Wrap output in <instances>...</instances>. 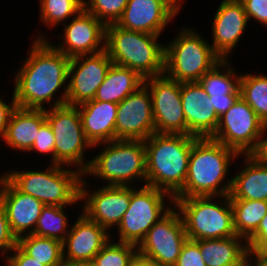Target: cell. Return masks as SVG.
Segmentation results:
<instances>
[{"mask_svg": "<svg viewBox=\"0 0 267 266\" xmlns=\"http://www.w3.org/2000/svg\"><path fill=\"white\" fill-rule=\"evenodd\" d=\"M29 55L15 75L14 98L17 107L46 109L59 88L64 86L61 97L54 99L50 107L66 104L68 66L70 57L58 51L48 38L39 35L33 40ZM44 104V105H43Z\"/></svg>", "mask_w": 267, "mask_h": 266, "instance_id": "obj_1", "label": "cell"}, {"mask_svg": "<svg viewBox=\"0 0 267 266\" xmlns=\"http://www.w3.org/2000/svg\"><path fill=\"white\" fill-rule=\"evenodd\" d=\"M239 156L235 150L210 137L197 138L192 144L186 182L174 197L229 195L232 178H225L231 160Z\"/></svg>", "mask_w": 267, "mask_h": 266, "instance_id": "obj_2", "label": "cell"}, {"mask_svg": "<svg viewBox=\"0 0 267 266\" xmlns=\"http://www.w3.org/2000/svg\"><path fill=\"white\" fill-rule=\"evenodd\" d=\"M197 138L193 135L155 132L146 139V185L174 197L186 182L189 156Z\"/></svg>", "mask_w": 267, "mask_h": 266, "instance_id": "obj_3", "label": "cell"}, {"mask_svg": "<svg viewBox=\"0 0 267 266\" xmlns=\"http://www.w3.org/2000/svg\"><path fill=\"white\" fill-rule=\"evenodd\" d=\"M160 36L109 24L105 50L113 64L130 68L144 79L159 76L164 74L165 56V45L158 41Z\"/></svg>", "mask_w": 267, "mask_h": 266, "instance_id": "obj_4", "label": "cell"}, {"mask_svg": "<svg viewBox=\"0 0 267 266\" xmlns=\"http://www.w3.org/2000/svg\"><path fill=\"white\" fill-rule=\"evenodd\" d=\"M4 176L22 193L48 206L75 205L80 200L84 174L72 168L50 164L46 170L6 171Z\"/></svg>", "mask_w": 267, "mask_h": 266, "instance_id": "obj_5", "label": "cell"}, {"mask_svg": "<svg viewBox=\"0 0 267 266\" xmlns=\"http://www.w3.org/2000/svg\"><path fill=\"white\" fill-rule=\"evenodd\" d=\"M173 198L174 206L183 219L188 239H221L236 235L229 195L218 196L217 203L216 196ZM220 198L223 199L221 202Z\"/></svg>", "mask_w": 267, "mask_h": 266, "instance_id": "obj_6", "label": "cell"}, {"mask_svg": "<svg viewBox=\"0 0 267 266\" xmlns=\"http://www.w3.org/2000/svg\"><path fill=\"white\" fill-rule=\"evenodd\" d=\"M102 144L105 148L91 159L84 175L103 179L105 185L132 186L137 181L146 185L144 141L113 140Z\"/></svg>", "mask_w": 267, "mask_h": 266, "instance_id": "obj_7", "label": "cell"}, {"mask_svg": "<svg viewBox=\"0 0 267 266\" xmlns=\"http://www.w3.org/2000/svg\"><path fill=\"white\" fill-rule=\"evenodd\" d=\"M165 45L164 74L180 83L199 82L222 58L194 28H183Z\"/></svg>", "mask_w": 267, "mask_h": 266, "instance_id": "obj_8", "label": "cell"}, {"mask_svg": "<svg viewBox=\"0 0 267 266\" xmlns=\"http://www.w3.org/2000/svg\"><path fill=\"white\" fill-rule=\"evenodd\" d=\"M45 109L46 120L55 137V164L85 173L91 160L84 162L85 150L93 147L87 140L77 106L62 105Z\"/></svg>", "mask_w": 267, "mask_h": 266, "instance_id": "obj_9", "label": "cell"}, {"mask_svg": "<svg viewBox=\"0 0 267 266\" xmlns=\"http://www.w3.org/2000/svg\"><path fill=\"white\" fill-rule=\"evenodd\" d=\"M165 197L174 205V198L167 192L148 185L131 187L129 208L118 225L119 242L138 246L149 229L172 207L166 206Z\"/></svg>", "mask_w": 267, "mask_h": 266, "instance_id": "obj_10", "label": "cell"}, {"mask_svg": "<svg viewBox=\"0 0 267 266\" xmlns=\"http://www.w3.org/2000/svg\"><path fill=\"white\" fill-rule=\"evenodd\" d=\"M265 124L247 102L239 97L230 109L219 117L215 133L210 137L239 155H249L257 147Z\"/></svg>", "mask_w": 267, "mask_h": 266, "instance_id": "obj_11", "label": "cell"}, {"mask_svg": "<svg viewBox=\"0 0 267 266\" xmlns=\"http://www.w3.org/2000/svg\"><path fill=\"white\" fill-rule=\"evenodd\" d=\"M187 239L181 214L173 206L149 229L137 251L162 266H174Z\"/></svg>", "mask_w": 267, "mask_h": 266, "instance_id": "obj_12", "label": "cell"}, {"mask_svg": "<svg viewBox=\"0 0 267 266\" xmlns=\"http://www.w3.org/2000/svg\"><path fill=\"white\" fill-rule=\"evenodd\" d=\"M149 88L156 133L186 134L181 83L165 74L144 79Z\"/></svg>", "mask_w": 267, "mask_h": 266, "instance_id": "obj_13", "label": "cell"}, {"mask_svg": "<svg viewBox=\"0 0 267 266\" xmlns=\"http://www.w3.org/2000/svg\"><path fill=\"white\" fill-rule=\"evenodd\" d=\"M112 64L106 50L72 57L68 66L70 81L67 83L66 104L77 106L93 100Z\"/></svg>", "mask_w": 267, "mask_h": 266, "instance_id": "obj_14", "label": "cell"}, {"mask_svg": "<svg viewBox=\"0 0 267 266\" xmlns=\"http://www.w3.org/2000/svg\"><path fill=\"white\" fill-rule=\"evenodd\" d=\"M86 185L87 182L82 178L80 184V201H86L84 206H82L83 210L81 212L90 220L104 227L107 231L114 226L118 227L129 208L131 187L103 185L101 188L91 191V188Z\"/></svg>", "mask_w": 267, "mask_h": 266, "instance_id": "obj_15", "label": "cell"}, {"mask_svg": "<svg viewBox=\"0 0 267 266\" xmlns=\"http://www.w3.org/2000/svg\"><path fill=\"white\" fill-rule=\"evenodd\" d=\"M154 133L150 90L143 84L118 103L115 140L145 141Z\"/></svg>", "mask_w": 267, "mask_h": 266, "instance_id": "obj_16", "label": "cell"}, {"mask_svg": "<svg viewBox=\"0 0 267 266\" xmlns=\"http://www.w3.org/2000/svg\"><path fill=\"white\" fill-rule=\"evenodd\" d=\"M64 25L63 40L54 47L72 58L105 50L106 25L85 9ZM102 44V45H101Z\"/></svg>", "mask_w": 267, "mask_h": 266, "instance_id": "obj_17", "label": "cell"}, {"mask_svg": "<svg viewBox=\"0 0 267 266\" xmlns=\"http://www.w3.org/2000/svg\"><path fill=\"white\" fill-rule=\"evenodd\" d=\"M0 204L5 210L10 230L17 239L34 232L45 206L35 197L19 191L4 175L0 176Z\"/></svg>", "mask_w": 267, "mask_h": 266, "instance_id": "obj_18", "label": "cell"}, {"mask_svg": "<svg viewBox=\"0 0 267 266\" xmlns=\"http://www.w3.org/2000/svg\"><path fill=\"white\" fill-rule=\"evenodd\" d=\"M110 238L104 227L81 213L63 242L64 262H92Z\"/></svg>", "mask_w": 267, "mask_h": 266, "instance_id": "obj_19", "label": "cell"}, {"mask_svg": "<svg viewBox=\"0 0 267 266\" xmlns=\"http://www.w3.org/2000/svg\"><path fill=\"white\" fill-rule=\"evenodd\" d=\"M181 100L187 135L211 137L217 129L219 117L202 85L199 82L181 83Z\"/></svg>", "mask_w": 267, "mask_h": 266, "instance_id": "obj_20", "label": "cell"}, {"mask_svg": "<svg viewBox=\"0 0 267 266\" xmlns=\"http://www.w3.org/2000/svg\"><path fill=\"white\" fill-rule=\"evenodd\" d=\"M213 18L211 45L222 59H228L247 27V14L239 0H222Z\"/></svg>", "mask_w": 267, "mask_h": 266, "instance_id": "obj_21", "label": "cell"}, {"mask_svg": "<svg viewBox=\"0 0 267 266\" xmlns=\"http://www.w3.org/2000/svg\"><path fill=\"white\" fill-rule=\"evenodd\" d=\"M174 15L158 0H128L117 25L127 30L160 35Z\"/></svg>", "mask_w": 267, "mask_h": 266, "instance_id": "obj_22", "label": "cell"}, {"mask_svg": "<svg viewBox=\"0 0 267 266\" xmlns=\"http://www.w3.org/2000/svg\"><path fill=\"white\" fill-rule=\"evenodd\" d=\"M77 107L85 136L92 148L115 140L117 103L93 99Z\"/></svg>", "mask_w": 267, "mask_h": 266, "instance_id": "obj_23", "label": "cell"}, {"mask_svg": "<svg viewBox=\"0 0 267 266\" xmlns=\"http://www.w3.org/2000/svg\"><path fill=\"white\" fill-rule=\"evenodd\" d=\"M45 121V109L16 107L11 114L6 132L1 138L12 149L30 152L39 128Z\"/></svg>", "mask_w": 267, "mask_h": 266, "instance_id": "obj_24", "label": "cell"}, {"mask_svg": "<svg viewBox=\"0 0 267 266\" xmlns=\"http://www.w3.org/2000/svg\"><path fill=\"white\" fill-rule=\"evenodd\" d=\"M243 239L235 235L199 240L200 253L206 266H248L249 249Z\"/></svg>", "mask_w": 267, "mask_h": 266, "instance_id": "obj_25", "label": "cell"}, {"mask_svg": "<svg viewBox=\"0 0 267 266\" xmlns=\"http://www.w3.org/2000/svg\"><path fill=\"white\" fill-rule=\"evenodd\" d=\"M243 156L244 167L231 177L230 200L267 201V165L260 164L250 154Z\"/></svg>", "mask_w": 267, "mask_h": 266, "instance_id": "obj_26", "label": "cell"}, {"mask_svg": "<svg viewBox=\"0 0 267 266\" xmlns=\"http://www.w3.org/2000/svg\"><path fill=\"white\" fill-rule=\"evenodd\" d=\"M144 84L136 71L112 64L103 83L98 87L94 100L120 103Z\"/></svg>", "mask_w": 267, "mask_h": 266, "instance_id": "obj_27", "label": "cell"}, {"mask_svg": "<svg viewBox=\"0 0 267 266\" xmlns=\"http://www.w3.org/2000/svg\"><path fill=\"white\" fill-rule=\"evenodd\" d=\"M233 69L231 64L229 65L228 59H222L202 76L199 83L210 99L226 98V95L229 94H240V74Z\"/></svg>", "mask_w": 267, "mask_h": 266, "instance_id": "obj_28", "label": "cell"}, {"mask_svg": "<svg viewBox=\"0 0 267 266\" xmlns=\"http://www.w3.org/2000/svg\"><path fill=\"white\" fill-rule=\"evenodd\" d=\"M17 245L31 258L45 266H63V243L47 237L27 234L17 239Z\"/></svg>", "mask_w": 267, "mask_h": 266, "instance_id": "obj_29", "label": "cell"}, {"mask_svg": "<svg viewBox=\"0 0 267 266\" xmlns=\"http://www.w3.org/2000/svg\"><path fill=\"white\" fill-rule=\"evenodd\" d=\"M236 235L248 240L267 214V201L230 200Z\"/></svg>", "mask_w": 267, "mask_h": 266, "instance_id": "obj_30", "label": "cell"}, {"mask_svg": "<svg viewBox=\"0 0 267 266\" xmlns=\"http://www.w3.org/2000/svg\"><path fill=\"white\" fill-rule=\"evenodd\" d=\"M240 97L255 111L267 125V75L241 74L239 79Z\"/></svg>", "mask_w": 267, "mask_h": 266, "instance_id": "obj_31", "label": "cell"}, {"mask_svg": "<svg viewBox=\"0 0 267 266\" xmlns=\"http://www.w3.org/2000/svg\"><path fill=\"white\" fill-rule=\"evenodd\" d=\"M67 206H48L45 205L41 210L37 225L32 234L55 239L64 242L69 233L67 215H65Z\"/></svg>", "mask_w": 267, "mask_h": 266, "instance_id": "obj_32", "label": "cell"}, {"mask_svg": "<svg viewBox=\"0 0 267 266\" xmlns=\"http://www.w3.org/2000/svg\"><path fill=\"white\" fill-rule=\"evenodd\" d=\"M84 0H40V19L48 26H58L84 9Z\"/></svg>", "mask_w": 267, "mask_h": 266, "instance_id": "obj_33", "label": "cell"}, {"mask_svg": "<svg viewBox=\"0 0 267 266\" xmlns=\"http://www.w3.org/2000/svg\"><path fill=\"white\" fill-rule=\"evenodd\" d=\"M109 240L94 257L95 266H129L135 256L137 246L130 243L110 242Z\"/></svg>", "mask_w": 267, "mask_h": 266, "instance_id": "obj_34", "label": "cell"}, {"mask_svg": "<svg viewBox=\"0 0 267 266\" xmlns=\"http://www.w3.org/2000/svg\"><path fill=\"white\" fill-rule=\"evenodd\" d=\"M84 9L105 25L117 23L123 15L128 0H87Z\"/></svg>", "mask_w": 267, "mask_h": 266, "instance_id": "obj_35", "label": "cell"}, {"mask_svg": "<svg viewBox=\"0 0 267 266\" xmlns=\"http://www.w3.org/2000/svg\"><path fill=\"white\" fill-rule=\"evenodd\" d=\"M30 151H38L39 154H51V163L55 164V137L47 120L40 126Z\"/></svg>", "mask_w": 267, "mask_h": 266, "instance_id": "obj_36", "label": "cell"}, {"mask_svg": "<svg viewBox=\"0 0 267 266\" xmlns=\"http://www.w3.org/2000/svg\"><path fill=\"white\" fill-rule=\"evenodd\" d=\"M174 266H206L199 248V240L187 239Z\"/></svg>", "mask_w": 267, "mask_h": 266, "instance_id": "obj_37", "label": "cell"}, {"mask_svg": "<svg viewBox=\"0 0 267 266\" xmlns=\"http://www.w3.org/2000/svg\"><path fill=\"white\" fill-rule=\"evenodd\" d=\"M249 255H261L267 249V214L260 221L256 232L247 240Z\"/></svg>", "mask_w": 267, "mask_h": 266, "instance_id": "obj_38", "label": "cell"}, {"mask_svg": "<svg viewBox=\"0 0 267 266\" xmlns=\"http://www.w3.org/2000/svg\"><path fill=\"white\" fill-rule=\"evenodd\" d=\"M17 245V238L12 234L3 206L0 204V252L2 256L8 254Z\"/></svg>", "mask_w": 267, "mask_h": 266, "instance_id": "obj_39", "label": "cell"}, {"mask_svg": "<svg viewBox=\"0 0 267 266\" xmlns=\"http://www.w3.org/2000/svg\"><path fill=\"white\" fill-rule=\"evenodd\" d=\"M247 14L248 20L253 18L267 27V0H239Z\"/></svg>", "mask_w": 267, "mask_h": 266, "instance_id": "obj_40", "label": "cell"}, {"mask_svg": "<svg viewBox=\"0 0 267 266\" xmlns=\"http://www.w3.org/2000/svg\"><path fill=\"white\" fill-rule=\"evenodd\" d=\"M13 254L5 256V266H45L27 255L18 245L12 250Z\"/></svg>", "mask_w": 267, "mask_h": 266, "instance_id": "obj_41", "label": "cell"}, {"mask_svg": "<svg viewBox=\"0 0 267 266\" xmlns=\"http://www.w3.org/2000/svg\"><path fill=\"white\" fill-rule=\"evenodd\" d=\"M12 102L7 104L2 98H0V137L4 135L9 124V120L12 112L16 109L17 104L14 98V93L12 97Z\"/></svg>", "mask_w": 267, "mask_h": 266, "instance_id": "obj_42", "label": "cell"}, {"mask_svg": "<svg viewBox=\"0 0 267 266\" xmlns=\"http://www.w3.org/2000/svg\"><path fill=\"white\" fill-rule=\"evenodd\" d=\"M239 97L240 94H229L226 95V98L210 99V102L213 104L218 117H220L230 109Z\"/></svg>", "mask_w": 267, "mask_h": 266, "instance_id": "obj_43", "label": "cell"}, {"mask_svg": "<svg viewBox=\"0 0 267 266\" xmlns=\"http://www.w3.org/2000/svg\"><path fill=\"white\" fill-rule=\"evenodd\" d=\"M267 131V125H265L263 133L259 138L256 149L250 154L260 164L267 165V138H264Z\"/></svg>", "mask_w": 267, "mask_h": 266, "instance_id": "obj_44", "label": "cell"}, {"mask_svg": "<svg viewBox=\"0 0 267 266\" xmlns=\"http://www.w3.org/2000/svg\"><path fill=\"white\" fill-rule=\"evenodd\" d=\"M129 266H162V265H160L157 261L145 257L137 252L130 261Z\"/></svg>", "mask_w": 267, "mask_h": 266, "instance_id": "obj_45", "label": "cell"}, {"mask_svg": "<svg viewBox=\"0 0 267 266\" xmlns=\"http://www.w3.org/2000/svg\"><path fill=\"white\" fill-rule=\"evenodd\" d=\"M168 11L174 16H177L181 11L182 2L181 0H158ZM183 1V0H182Z\"/></svg>", "mask_w": 267, "mask_h": 266, "instance_id": "obj_46", "label": "cell"}, {"mask_svg": "<svg viewBox=\"0 0 267 266\" xmlns=\"http://www.w3.org/2000/svg\"><path fill=\"white\" fill-rule=\"evenodd\" d=\"M254 257V258H253ZM254 262H250V261ZM248 266H267V262L260 255H249L248 256Z\"/></svg>", "mask_w": 267, "mask_h": 266, "instance_id": "obj_47", "label": "cell"}, {"mask_svg": "<svg viewBox=\"0 0 267 266\" xmlns=\"http://www.w3.org/2000/svg\"><path fill=\"white\" fill-rule=\"evenodd\" d=\"M63 266H95L92 262H64Z\"/></svg>", "mask_w": 267, "mask_h": 266, "instance_id": "obj_48", "label": "cell"}, {"mask_svg": "<svg viewBox=\"0 0 267 266\" xmlns=\"http://www.w3.org/2000/svg\"><path fill=\"white\" fill-rule=\"evenodd\" d=\"M260 256L267 262V249Z\"/></svg>", "mask_w": 267, "mask_h": 266, "instance_id": "obj_49", "label": "cell"}]
</instances>
